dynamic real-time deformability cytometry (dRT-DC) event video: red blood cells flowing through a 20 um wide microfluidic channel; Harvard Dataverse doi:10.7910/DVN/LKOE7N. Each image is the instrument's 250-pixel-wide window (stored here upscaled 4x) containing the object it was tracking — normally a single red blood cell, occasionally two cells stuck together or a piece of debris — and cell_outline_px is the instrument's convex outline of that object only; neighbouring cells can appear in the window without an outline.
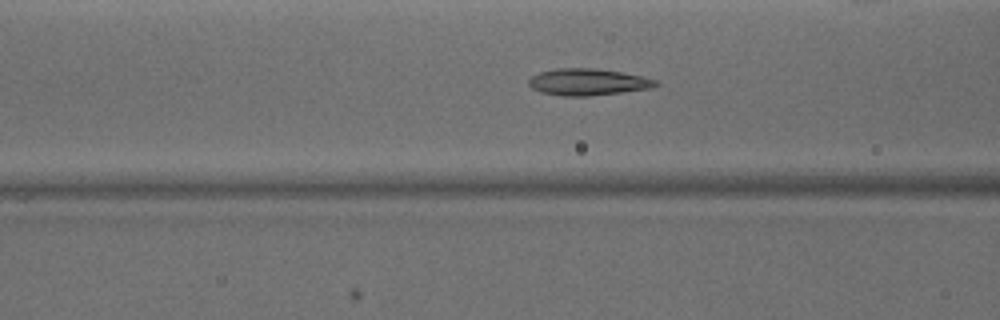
{"species": "common noctule bat (a hibernating species)", "species_latin": "Nyctalus noctula", "temperature_condition": "warm", "stored_images_in_passage": 49, "camera_frame_rate_fps": 3000, "um_per_image_px": 0.085, "animal": {"sex": "male", "body_mass_g": 15.6}, "frame": {"image": 1, "passage_image": 19, "time_ms": 6.0, "image_size_px": [1000, 320], "cell_outline_px": [[660, 84], [652, 88], [588, 96], [564, 96], [540, 92], [532, 88], [528, 84], [528, 80], [532, 76], [540, 72], [556, 68], [592, 68], [620, 72], [640, 76], [656, 80]], "centroid_in_image_um": [49.94, 6.97], "position_along_channel_um": 116.7, "area_um2": 19.59}}
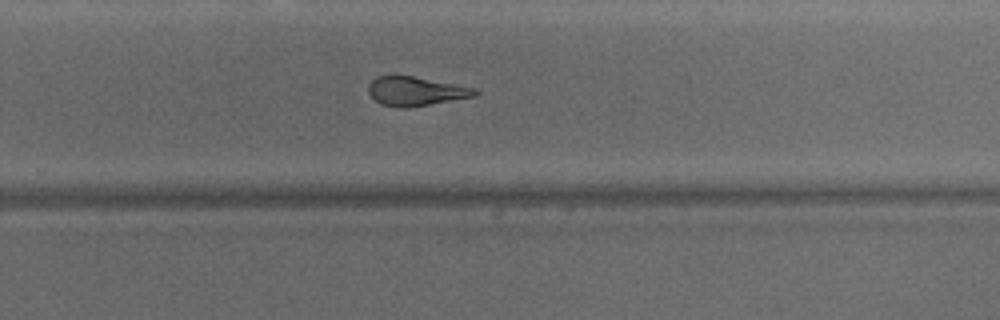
{"frame": {"image": 2, "passage_image": 32, "time_ms": 10.333, "image_size_px": [1000, 320], "cell_outline_px": [[480, 92], [476, 96], [408, 108], [396, 108], [380, 104], [368, 92], [368, 84], [376, 76], [412, 76], [476, 88]], "centroid_in_image_um": [35.33, 7.77], "position_along_channel_um": 294.5, "area_um2": 18.03}}
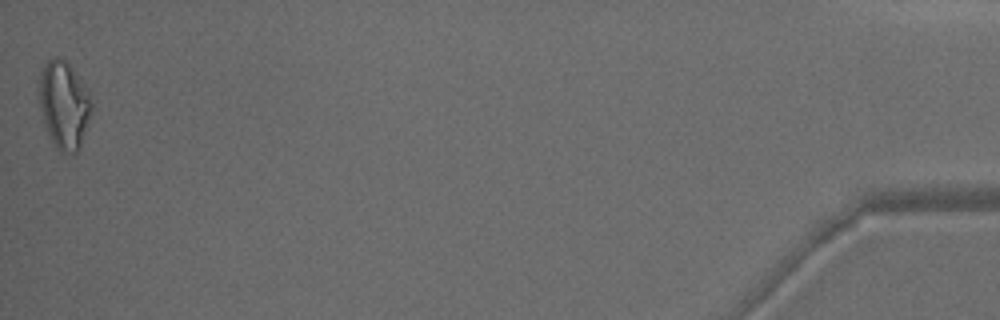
{"frame": {"image": 3, "passage_image": 49, "time_ms": 16.0, "image_size_px": [1000, 320], "cell_outline_px": [[92, 112], [80, 148], [76, 152], [60, 152], [56, 148], [48, 136], [44, 124], [40, 108], [40, 72], [44, 64], [48, 60], [56, 56], [60, 56], [68, 64], [88, 92], [92, 104]], "centroid_in_image_um": [5.43, 8.95], "position_along_channel_um": 429.8, "area_um2": 26.53}, "authors_computed_cell_mechanics": {"area_um2": 20.1144, "velocity_mm_per_s": 4.1022, "shape_relaxation_time_tau1_ms": 7.2424, "shape_relaxation_time_tau2_ms": 2.4891, "deformation_change_tau1": 0.2254, "deformation_change_tau2": 0.1131}}